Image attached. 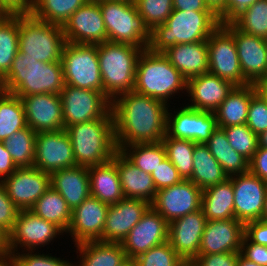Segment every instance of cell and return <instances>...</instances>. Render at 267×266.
I'll return each instance as SVG.
<instances>
[{
  "label": "cell",
  "instance_id": "1",
  "mask_svg": "<svg viewBox=\"0 0 267 266\" xmlns=\"http://www.w3.org/2000/svg\"><path fill=\"white\" fill-rule=\"evenodd\" d=\"M169 105L134 91L111 102L115 142L120 151L137 143H157L166 135Z\"/></svg>",
  "mask_w": 267,
  "mask_h": 266
},
{
  "label": "cell",
  "instance_id": "2",
  "mask_svg": "<svg viewBox=\"0 0 267 266\" xmlns=\"http://www.w3.org/2000/svg\"><path fill=\"white\" fill-rule=\"evenodd\" d=\"M62 62H40L19 50L8 73L0 80V90L23 97L60 94L64 88Z\"/></svg>",
  "mask_w": 267,
  "mask_h": 266
},
{
  "label": "cell",
  "instance_id": "3",
  "mask_svg": "<svg viewBox=\"0 0 267 266\" xmlns=\"http://www.w3.org/2000/svg\"><path fill=\"white\" fill-rule=\"evenodd\" d=\"M219 26L220 21L213 12L173 10L163 24L151 30L148 49L162 53L176 44L207 41Z\"/></svg>",
  "mask_w": 267,
  "mask_h": 266
},
{
  "label": "cell",
  "instance_id": "4",
  "mask_svg": "<svg viewBox=\"0 0 267 266\" xmlns=\"http://www.w3.org/2000/svg\"><path fill=\"white\" fill-rule=\"evenodd\" d=\"M70 137L76 166L91 167L112 160L118 151L112 111L105 117L65 128Z\"/></svg>",
  "mask_w": 267,
  "mask_h": 266
},
{
  "label": "cell",
  "instance_id": "5",
  "mask_svg": "<svg viewBox=\"0 0 267 266\" xmlns=\"http://www.w3.org/2000/svg\"><path fill=\"white\" fill-rule=\"evenodd\" d=\"M133 91L170 106L169 99L172 100L178 93L187 91V79L163 53L145 49L137 61Z\"/></svg>",
  "mask_w": 267,
  "mask_h": 266
},
{
  "label": "cell",
  "instance_id": "6",
  "mask_svg": "<svg viewBox=\"0 0 267 266\" xmlns=\"http://www.w3.org/2000/svg\"><path fill=\"white\" fill-rule=\"evenodd\" d=\"M143 50L131 44L110 41L97 45L103 92L111 102L134 90L137 61Z\"/></svg>",
  "mask_w": 267,
  "mask_h": 266
},
{
  "label": "cell",
  "instance_id": "7",
  "mask_svg": "<svg viewBox=\"0 0 267 266\" xmlns=\"http://www.w3.org/2000/svg\"><path fill=\"white\" fill-rule=\"evenodd\" d=\"M107 31V41L148 49L151 30L138 14L134 2L97 0Z\"/></svg>",
  "mask_w": 267,
  "mask_h": 266
},
{
  "label": "cell",
  "instance_id": "8",
  "mask_svg": "<svg viewBox=\"0 0 267 266\" xmlns=\"http://www.w3.org/2000/svg\"><path fill=\"white\" fill-rule=\"evenodd\" d=\"M66 40L62 26L19 15V51L40 62H61Z\"/></svg>",
  "mask_w": 267,
  "mask_h": 266
},
{
  "label": "cell",
  "instance_id": "9",
  "mask_svg": "<svg viewBox=\"0 0 267 266\" xmlns=\"http://www.w3.org/2000/svg\"><path fill=\"white\" fill-rule=\"evenodd\" d=\"M61 62L65 85L103 92L97 45L66 41Z\"/></svg>",
  "mask_w": 267,
  "mask_h": 266
},
{
  "label": "cell",
  "instance_id": "10",
  "mask_svg": "<svg viewBox=\"0 0 267 266\" xmlns=\"http://www.w3.org/2000/svg\"><path fill=\"white\" fill-rule=\"evenodd\" d=\"M63 234L64 232L54 223L36 216L30 210H20L14 227L8 234V254L18 253L21 249L39 251L40 247L49 245Z\"/></svg>",
  "mask_w": 267,
  "mask_h": 266
},
{
  "label": "cell",
  "instance_id": "11",
  "mask_svg": "<svg viewBox=\"0 0 267 266\" xmlns=\"http://www.w3.org/2000/svg\"><path fill=\"white\" fill-rule=\"evenodd\" d=\"M63 129L105 117L111 111V101L104 92L64 85L60 93Z\"/></svg>",
  "mask_w": 267,
  "mask_h": 266
},
{
  "label": "cell",
  "instance_id": "12",
  "mask_svg": "<svg viewBox=\"0 0 267 266\" xmlns=\"http://www.w3.org/2000/svg\"><path fill=\"white\" fill-rule=\"evenodd\" d=\"M209 73L232 82L235 86L249 84L241 71L233 35L222 25L207 39Z\"/></svg>",
  "mask_w": 267,
  "mask_h": 266
},
{
  "label": "cell",
  "instance_id": "13",
  "mask_svg": "<svg viewBox=\"0 0 267 266\" xmlns=\"http://www.w3.org/2000/svg\"><path fill=\"white\" fill-rule=\"evenodd\" d=\"M168 108L166 134L176 139L205 144L218 128L216 115L191 108L185 104L172 114Z\"/></svg>",
  "mask_w": 267,
  "mask_h": 266
},
{
  "label": "cell",
  "instance_id": "14",
  "mask_svg": "<svg viewBox=\"0 0 267 266\" xmlns=\"http://www.w3.org/2000/svg\"><path fill=\"white\" fill-rule=\"evenodd\" d=\"M76 166L71 140L65 129L37 132L33 167L51 174Z\"/></svg>",
  "mask_w": 267,
  "mask_h": 266
},
{
  "label": "cell",
  "instance_id": "15",
  "mask_svg": "<svg viewBox=\"0 0 267 266\" xmlns=\"http://www.w3.org/2000/svg\"><path fill=\"white\" fill-rule=\"evenodd\" d=\"M64 38L74 44L98 45L107 41V31L98 1H87L62 26Z\"/></svg>",
  "mask_w": 267,
  "mask_h": 266
},
{
  "label": "cell",
  "instance_id": "16",
  "mask_svg": "<svg viewBox=\"0 0 267 266\" xmlns=\"http://www.w3.org/2000/svg\"><path fill=\"white\" fill-rule=\"evenodd\" d=\"M234 37L240 68L249 84L267 79V40L246 34L231 22L222 24Z\"/></svg>",
  "mask_w": 267,
  "mask_h": 266
},
{
  "label": "cell",
  "instance_id": "17",
  "mask_svg": "<svg viewBox=\"0 0 267 266\" xmlns=\"http://www.w3.org/2000/svg\"><path fill=\"white\" fill-rule=\"evenodd\" d=\"M234 190V218L243 224L260 220L266 197L267 181L247 173L230 176Z\"/></svg>",
  "mask_w": 267,
  "mask_h": 266
},
{
  "label": "cell",
  "instance_id": "18",
  "mask_svg": "<svg viewBox=\"0 0 267 266\" xmlns=\"http://www.w3.org/2000/svg\"><path fill=\"white\" fill-rule=\"evenodd\" d=\"M202 190L190 180L157 191L151 206L168 222L201 209Z\"/></svg>",
  "mask_w": 267,
  "mask_h": 266
},
{
  "label": "cell",
  "instance_id": "19",
  "mask_svg": "<svg viewBox=\"0 0 267 266\" xmlns=\"http://www.w3.org/2000/svg\"><path fill=\"white\" fill-rule=\"evenodd\" d=\"M7 195L19 210H30L51 187L50 174L36 167L18 168L3 180Z\"/></svg>",
  "mask_w": 267,
  "mask_h": 266
},
{
  "label": "cell",
  "instance_id": "20",
  "mask_svg": "<svg viewBox=\"0 0 267 266\" xmlns=\"http://www.w3.org/2000/svg\"><path fill=\"white\" fill-rule=\"evenodd\" d=\"M168 224L150 206L121 243L127 258L135 259L152 247L168 241Z\"/></svg>",
  "mask_w": 267,
  "mask_h": 266
},
{
  "label": "cell",
  "instance_id": "21",
  "mask_svg": "<svg viewBox=\"0 0 267 266\" xmlns=\"http://www.w3.org/2000/svg\"><path fill=\"white\" fill-rule=\"evenodd\" d=\"M109 205L89 196L71 212L70 226L67 234L73 244L90 241H102V233Z\"/></svg>",
  "mask_w": 267,
  "mask_h": 266
},
{
  "label": "cell",
  "instance_id": "22",
  "mask_svg": "<svg viewBox=\"0 0 267 266\" xmlns=\"http://www.w3.org/2000/svg\"><path fill=\"white\" fill-rule=\"evenodd\" d=\"M206 222L202 209H199L168 224V242L185 263L198 256Z\"/></svg>",
  "mask_w": 267,
  "mask_h": 266
},
{
  "label": "cell",
  "instance_id": "23",
  "mask_svg": "<svg viewBox=\"0 0 267 266\" xmlns=\"http://www.w3.org/2000/svg\"><path fill=\"white\" fill-rule=\"evenodd\" d=\"M150 206V203L142 199L125 197L116 204L109 205L102 241L122 243Z\"/></svg>",
  "mask_w": 267,
  "mask_h": 266
},
{
  "label": "cell",
  "instance_id": "24",
  "mask_svg": "<svg viewBox=\"0 0 267 266\" xmlns=\"http://www.w3.org/2000/svg\"><path fill=\"white\" fill-rule=\"evenodd\" d=\"M26 123L34 132H50L63 129L60 94H38L20 97Z\"/></svg>",
  "mask_w": 267,
  "mask_h": 266
},
{
  "label": "cell",
  "instance_id": "25",
  "mask_svg": "<svg viewBox=\"0 0 267 266\" xmlns=\"http://www.w3.org/2000/svg\"><path fill=\"white\" fill-rule=\"evenodd\" d=\"M235 85L211 73L198 75L187 80L186 105L196 110L215 112L219 105L228 97Z\"/></svg>",
  "mask_w": 267,
  "mask_h": 266
},
{
  "label": "cell",
  "instance_id": "26",
  "mask_svg": "<svg viewBox=\"0 0 267 266\" xmlns=\"http://www.w3.org/2000/svg\"><path fill=\"white\" fill-rule=\"evenodd\" d=\"M244 224L235 219L209 220L201 238L199 254L240 253Z\"/></svg>",
  "mask_w": 267,
  "mask_h": 266
},
{
  "label": "cell",
  "instance_id": "27",
  "mask_svg": "<svg viewBox=\"0 0 267 266\" xmlns=\"http://www.w3.org/2000/svg\"><path fill=\"white\" fill-rule=\"evenodd\" d=\"M112 160L116 163L119 172L124 197L142 199L152 204L157 190L151 174L133 165L119 150Z\"/></svg>",
  "mask_w": 267,
  "mask_h": 266
},
{
  "label": "cell",
  "instance_id": "28",
  "mask_svg": "<svg viewBox=\"0 0 267 266\" xmlns=\"http://www.w3.org/2000/svg\"><path fill=\"white\" fill-rule=\"evenodd\" d=\"M162 53L187 80L209 72L206 41L176 44Z\"/></svg>",
  "mask_w": 267,
  "mask_h": 266
},
{
  "label": "cell",
  "instance_id": "29",
  "mask_svg": "<svg viewBox=\"0 0 267 266\" xmlns=\"http://www.w3.org/2000/svg\"><path fill=\"white\" fill-rule=\"evenodd\" d=\"M50 184L73 210L90 194V180L87 167L74 166L50 174Z\"/></svg>",
  "mask_w": 267,
  "mask_h": 266
},
{
  "label": "cell",
  "instance_id": "30",
  "mask_svg": "<svg viewBox=\"0 0 267 266\" xmlns=\"http://www.w3.org/2000/svg\"><path fill=\"white\" fill-rule=\"evenodd\" d=\"M88 173L91 196L108 205L124 198L119 172L113 160L88 167Z\"/></svg>",
  "mask_w": 267,
  "mask_h": 266
},
{
  "label": "cell",
  "instance_id": "31",
  "mask_svg": "<svg viewBox=\"0 0 267 266\" xmlns=\"http://www.w3.org/2000/svg\"><path fill=\"white\" fill-rule=\"evenodd\" d=\"M256 93L255 84L235 86L214 112L217 126L228 127L246 124L250 101Z\"/></svg>",
  "mask_w": 267,
  "mask_h": 266
},
{
  "label": "cell",
  "instance_id": "32",
  "mask_svg": "<svg viewBox=\"0 0 267 266\" xmlns=\"http://www.w3.org/2000/svg\"><path fill=\"white\" fill-rule=\"evenodd\" d=\"M201 209L207 221L234 218L232 181L228 178L225 182L202 190Z\"/></svg>",
  "mask_w": 267,
  "mask_h": 266
},
{
  "label": "cell",
  "instance_id": "33",
  "mask_svg": "<svg viewBox=\"0 0 267 266\" xmlns=\"http://www.w3.org/2000/svg\"><path fill=\"white\" fill-rule=\"evenodd\" d=\"M74 247L76 253H79L77 258L80 257V260L74 262L73 266H119L127 259L121 243L99 240L84 242Z\"/></svg>",
  "mask_w": 267,
  "mask_h": 266
},
{
  "label": "cell",
  "instance_id": "34",
  "mask_svg": "<svg viewBox=\"0 0 267 266\" xmlns=\"http://www.w3.org/2000/svg\"><path fill=\"white\" fill-rule=\"evenodd\" d=\"M228 178L219 162L212 156L207 145L196 143L193 151V173L189 180L201 190H204L225 182Z\"/></svg>",
  "mask_w": 267,
  "mask_h": 266
},
{
  "label": "cell",
  "instance_id": "35",
  "mask_svg": "<svg viewBox=\"0 0 267 266\" xmlns=\"http://www.w3.org/2000/svg\"><path fill=\"white\" fill-rule=\"evenodd\" d=\"M205 144L228 177L249 171V161L231 147L222 128L218 127Z\"/></svg>",
  "mask_w": 267,
  "mask_h": 266
},
{
  "label": "cell",
  "instance_id": "36",
  "mask_svg": "<svg viewBox=\"0 0 267 266\" xmlns=\"http://www.w3.org/2000/svg\"><path fill=\"white\" fill-rule=\"evenodd\" d=\"M36 216L54 223L65 234L70 226L71 212L64 198L50 187L30 209Z\"/></svg>",
  "mask_w": 267,
  "mask_h": 266
},
{
  "label": "cell",
  "instance_id": "37",
  "mask_svg": "<svg viewBox=\"0 0 267 266\" xmlns=\"http://www.w3.org/2000/svg\"><path fill=\"white\" fill-rule=\"evenodd\" d=\"M27 127L24 106L20 97L0 90V141Z\"/></svg>",
  "mask_w": 267,
  "mask_h": 266
},
{
  "label": "cell",
  "instance_id": "38",
  "mask_svg": "<svg viewBox=\"0 0 267 266\" xmlns=\"http://www.w3.org/2000/svg\"><path fill=\"white\" fill-rule=\"evenodd\" d=\"M19 50V15H0V80Z\"/></svg>",
  "mask_w": 267,
  "mask_h": 266
},
{
  "label": "cell",
  "instance_id": "39",
  "mask_svg": "<svg viewBox=\"0 0 267 266\" xmlns=\"http://www.w3.org/2000/svg\"><path fill=\"white\" fill-rule=\"evenodd\" d=\"M120 152L136 167L151 174L166 158L162 141L124 146Z\"/></svg>",
  "mask_w": 267,
  "mask_h": 266
},
{
  "label": "cell",
  "instance_id": "40",
  "mask_svg": "<svg viewBox=\"0 0 267 266\" xmlns=\"http://www.w3.org/2000/svg\"><path fill=\"white\" fill-rule=\"evenodd\" d=\"M89 0H34L31 15L38 20L63 26Z\"/></svg>",
  "mask_w": 267,
  "mask_h": 266
},
{
  "label": "cell",
  "instance_id": "41",
  "mask_svg": "<svg viewBox=\"0 0 267 266\" xmlns=\"http://www.w3.org/2000/svg\"><path fill=\"white\" fill-rule=\"evenodd\" d=\"M36 132L29 126L13 133L4 141L6 149L18 168L33 167Z\"/></svg>",
  "mask_w": 267,
  "mask_h": 266
},
{
  "label": "cell",
  "instance_id": "42",
  "mask_svg": "<svg viewBox=\"0 0 267 266\" xmlns=\"http://www.w3.org/2000/svg\"><path fill=\"white\" fill-rule=\"evenodd\" d=\"M161 141L166 150V157L178 170L183 180H189L193 173V151L196 143L169 137L167 134Z\"/></svg>",
  "mask_w": 267,
  "mask_h": 266
},
{
  "label": "cell",
  "instance_id": "43",
  "mask_svg": "<svg viewBox=\"0 0 267 266\" xmlns=\"http://www.w3.org/2000/svg\"><path fill=\"white\" fill-rule=\"evenodd\" d=\"M231 23L246 34L267 40V0H258Z\"/></svg>",
  "mask_w": 267,
  "mask_h": 266
},
{
  "label": "cell",
  "instance_id": "44",
  "mask_svg": "<svg viewBox=\"0 0 267 266\" xmlns=\"http://www.w3.org/2000/svg\"><path fill=\"white\" fill-rule=\"evenodd\" d=\"M227 136L231 147L250 161L258 149V135L247 124L219 127Z\"/></svg>",
  "mask_w": 267,
  "mask_h": 266
},
{
  "label": "cell",
  "instance_id": "45",
  "mask_svg": "<svg viewBox=\"0 0 267 266\" xmlns=\"http://www.w3.org/2000/svg\"><path fill=\"white\" fill-rule=\"evenodd\" d=\"M134 3L150 30L163 24L173 11V0H134Z\"/></svg>",
  "mask_w": 267,
  "mask_h": 266
},
{
  "label": "cell",
  "instance_id": "46",
  "mask_svg": "<svg viewBox=\"0 0 267 266\" xmlns=\"http://www.w3.org/2000/svg\"><path fill=\"white\" fill-rule=\"evenodd\" d=\"M138 266H184L185 261L166 241L135 258Z\"/></svg>",
  "mask_w": 267,
  "mask_h": 266
},
{
  "label": "cell",
  "instance_id": "47",
  "mask_svg": "<svg viewBox=\"0 0 267 266\" xmlns=\"http://www.w3.org/2000/svg\"><path fill=\"white\" fill-rule=\"evenodd\" d=\"M36 252V253H35ZM16 266H73V261L61 259L38 251H21L11 255Z\"/></svg>",
  "mask_w": 267,
  "mask_h": 266
},
{
  "label": "cell",
  "instance_id": "48",
  "mask_svg": "<svg viewBox=\"0 0 267 266\" xmlns=\"http://www.w3.org/2000/svg\"><path fill=\"white\" fill-rule=\"evenodd\" d=\"M246 124L257 135L267 130V103L258 92L251 98Z\"/></svg>",
  "mask_w": 267,
  "mask_h": 266
},
{
  "label": "cell",
  "instance_id": "49",
  "mask_svg": "<svg viewBox=\"0 0 267 266\" xmlns=\"http://www.w3.org/2000/svg\"><path fill=\"white\" fill-rule=\"evenodd\" d=\"M156 190L170 187L181 182L183 178L178 170L166 157L165 160L151 173Z\"/></svg>",
  "mask_w": 267,
  "mask_h": 266
},
{
  "label": "cell",
  "instance_id": "50",
  "mask_svg": "<svg viewBox=\"0 0 267 266\" xmlns=\"http://www.w3.org/2000/svg\"><path fill=\"white\" fill-rule=\"evenodd\" d=\"M19 209L7 195L3 181H0V227L8 234L12 231Z\"/></svg>",
  "mask_w": 267,
  "mask_h": 266
},
{
  "label": "cell",
  "instance_id": "51",
  "mask_svg": "<svg viewBox=\"0 0 267 266\" xmlns=\"http://www.w3.org/2000/svg\"><path fill=\"white\" fill-rule=\"evenodd\" d=\"M240 253L226 252L198 255L190 262L191 266H237Z\"/></svg>",
  "mask_w": 267,
  "mask_h": 266
},
{
  "label": "cell",
  "instance_id": "52",
  "mask_svg": "<svg viewBox=\"0 0 267 266\" xmlns=\"http://www.w3.org/2000/svg\"><path fill=\"white\" fill-rule=\"evenodd\" d=\"M240 254L262 266H267V246L250 242L245 236L242 238Z\"/></svg>",
  "mask_w": 267,
  "mask_h": 266
},
{
  "label": "cell",
  "instance_id": "53",
  "mask_svg": "<svg viewBox=\"0 0 267 266\" xmlns=\"http://www.w3.org/2000/svg\"><path fill=\"white\" fill-rule=\"evenodd\" d=\"M244 236L250 242L267 246V222L260 219L245 223Z\"/></svg>",
  "mask_w": 267,
  "mask_h": 266
},
{
  "label": "cell",
  "instance_id": "54",
  "mask_svg": "<svg viewBox=\"0 0 267 266\" xmlns=\"http://www.w3.org/2000/svg\"><path fill=\"white\" fill-rule=\"evenodd\" d=\"M34 0H0V15H31Z\"/></svg>",
  "mask_w": 267,
  "mask_h": 266
},
{
  "label": "cell",
  "instance_id": "55",
  "mask_svg": "<svg viewBox=\"0 0 267 266\" xmlns=\"http://www.w3.org/2000/svg\"><path fill=\"white\" fill-rule=\"evenodd\" d=\"M249 171L260 179L267 181V148L258 147L249 161Z\"/></svg>",
  "mask_w": 267,
  "mask_h": 266
},
{
  "label": "cell",
  "instance_id": "56",
  "mask_svg": "<svg viewBox=\"0 0 267 266\" xmlns=\"http://www.w3.org/2000/svg\"><path fill=\"white\" fill-rule=\"evenodd\" d=\"M256 1L258 0H226V16L220 21V24L231 22Z\"/></svg>",
  "mask_w": 267,
  "mask_h": 266
},
{
  "label": "cell",
  "instance_id": "57",
  "mask_svg": "<svg viewBox=\"0 0 267 266\" xmlns=\"http://www.w3.org/2000/svg\"><path fill=\"white\" fill-rule=\"evenodd\" d=\"M17 169L18 167L6 149L5 143L0 141V181L11 176Z\"/></svg>",
  "mask_w": 267,
  "mask_h": 266
},
{
  "label": "cell",
  "instance_id": "58",
  "mask_svg": "<svg viewBox=\"0 0 267 266\" xmlns=\"http://www.w3.org/2000/svg\"><path fill=\"white\" fill-rule=\"evenodd\" d=\"M173 10L212 12L204 0H173Z\"/></svg>",
  "mask_w": 267,
  "mask_h": 266
},
{
  "label": "cell",
  "instance_id": "59",
  "mask_svg": "<svg viewBox=\"0 0 267 266\" xmlns=\"http://www.w3.org/2000/svg\"><path fill=\"white\" fill-rule=\"evenodd\" d=\"M207 7L221 21L226 16V0H204Z\"/></svg>",
  "mask_w": 267,
  "mask_h": 266
},
{
  "label": "cell",
  "instance_id": "60",
  "mask_svg": "<svg viewBox=\"0 0 267 266\" xmlns=\"http://www.w3.org/2000/svg\"><path fill=\"white\" fill-rule=\"evenodd\" d=\"M8 254V233L0 227V255Z\"/></svg>",
  "mask_w": 267,
  "mask_h": 266
},
{
  "label": "cell",
  "instance_id": "61",
  "mask_svg": "<svg viewBox=\"0 0 267 266\" xmlns=\"http://www.w3.org/2000/svg\"><path fill=\"white\" fill-rule=\"evenodd\" d=\"M257 92L263 97L267 103V79L255 84Z\"/></svg>",
  "mask_w": 267,
  "mask_h": 266
},
{
  "label": "cell",
  "instance_id": "62",
  "mask_svg": "<svg viewBox=\"0 0 267 266\" xmlns=\"http://www.w3.org/2000/svg\"><path fill=\"white\" fill-rule=\"evenodd\" d=\"M0 266H16L10 254L0 255Z\"/></svg>",
  "mask_w": 267,
  "mask_h": 266
},
{
  "label": "cell",
  "instance_id": "63",
  "mask_svg": "<svg viewBox=\"0 0 267 266\" xmlns=\"http://www.w3.org/2000/svg\"><path fill=\"white\" fill-rule=\"evenodd\" d=\"M237 266H262L248 259L244 258L241 254H239Z\"/></svg>",
  "mask_w": 267,
  "mask_h": 266
},
{
  "label": "cell",
  "instance_id": "64",
  "mask_svg": "<svg viewBox=\"0 0 267 266\" xmlns=\"http://www.w3.org/2000/svg\"><path fill=\"white\" fill-rule=\"evenodd\" d=\"M258 146L267 148V130L258 135Z\"/></svg>",
  "mask_w": 267,
  "mask_h": 266
},
{
  "label": "cell",
  "instance_id": "65",
  "mask_svg": "<svg viewBox=\"0 0 267 266\" xmlns=\"http://www.w3.org/2000/svg\"><path fill=\"white\" fill-rule=\"evenodd\" d=\"M119 266H138L135 259L127 258Z\"/></svg>",
  "mask_w": 267,
  "mask_h": 266
},
{
  "label": "cell",
  "instance_id": "66",
  "mask_svg": "<svg viewBox=\"0 0 267 266\" xmlns=\"http://www.w3.org/2000/svg\"><path fill=\"white\" fill-rule=\"evenodd\" d=\"M261 220L267 222V188H266V197H265V203H264V210L261 216Z\"/></svg>",
  "mask_w": 267,
  "mask_h": 266
},
{
  "label": "cell",
  "instance_id": "67",
  "mask_svg": "<svg viewBox=\"0 0 267 266\" xmlns=\"http://www.w3.org/2000/svg\"><path fill=\"white\" fill-rule=\"evenodd\" d=\"M110 1H128V2H134V0H110Z\"/></svg>",
  "mask_w": 267,
  "mask_h": 266
},
{
  "label": "cell",
  "instance_id": "68",
  "mask_svg": "<svg viewBox=\"0 0 267 266\" xmlns=\"http://www.w3.org/2000/svg\"><path fill=\"white\" fill-rule=\"evenodd\" d=\"M184 266H191L190 263H186Z\"/></svg>",
  "mask_w": 267,
  "mask_h": 266
}]
</instances>
